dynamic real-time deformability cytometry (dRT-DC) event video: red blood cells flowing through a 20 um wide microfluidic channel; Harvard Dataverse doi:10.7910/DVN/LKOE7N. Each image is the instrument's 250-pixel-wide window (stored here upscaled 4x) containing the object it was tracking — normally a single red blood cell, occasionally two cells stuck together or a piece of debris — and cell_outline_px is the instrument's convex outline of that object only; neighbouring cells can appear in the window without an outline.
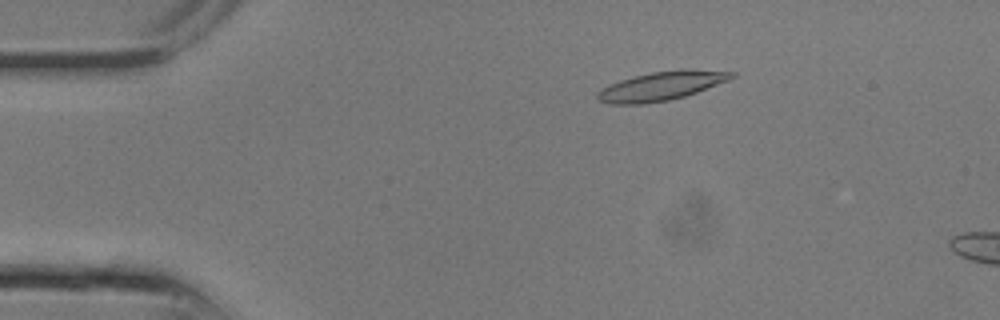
{"species": "common noctule bat (a hibernating species)", "species_latin": "Nyctalus noctula", "temperature_condition": "room temperature", "stored_images_in_passage": 8, "camera_frame_rate_fps": 3000, "um_per_image_px": 0.085, "animal": {"sex": "male", "body_mass_g": 13.3}, "frame": {"image": 1, "passage_image": 5, "time_ms": 1.333, "image_size_px": [1000, 320], "cell_outline_px": [[736, 76], [728, 80], [696, 92], [684, 96], [668, 100], [644, 104], [608, 104], [596, 100], [596, 92], [600, 88], [620, 80], [652, 72], [680, 68], [684, 68], [736, 72]], "centroid_in_image_um": [56.18, 7.3], "position_along_channel_um": 28.8, "area_um2": 22.72}}